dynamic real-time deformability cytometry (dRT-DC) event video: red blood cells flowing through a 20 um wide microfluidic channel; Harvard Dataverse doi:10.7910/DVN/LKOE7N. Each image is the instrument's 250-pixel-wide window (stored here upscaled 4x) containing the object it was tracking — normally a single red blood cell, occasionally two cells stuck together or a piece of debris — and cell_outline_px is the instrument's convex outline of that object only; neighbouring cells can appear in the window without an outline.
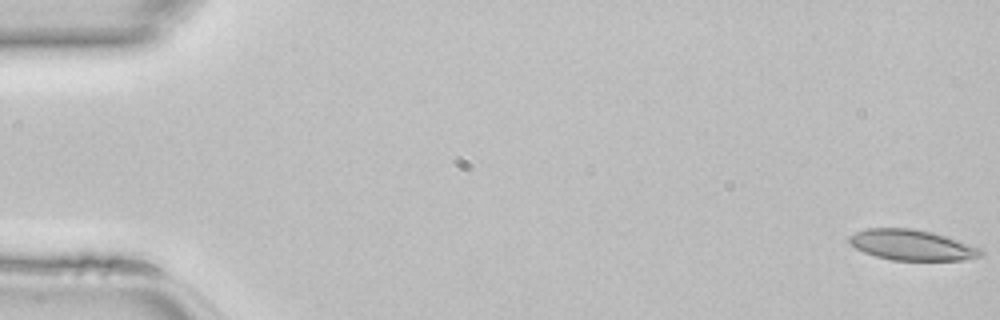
{"species": "common noctule bat (a hibernating species)", "species_latin": "Nyctalus noctula", "temperature_condition": "room temperature", "stored_images_in_passage": 47, "camera_frame_rate_fps": 3000, "um_per_image_px": 0.085, "animal": {"sex": "female", "body_mass_g": 22.7, "forearm_length_mm": 54.2}, "frame": {"image": 1, "passage_image": 1, "time_ms": 0.0, "image_size_px": [1000, 320], "cell_outline_px": [[984, 256], [964, 260], [892, 260], [876, 256], [864, 252], [856, 248], [848, 240], [848, 236], [856, 232], [868, 228], [912, 228], [932, 232], [980, 248], [984, 252]], "centroid_in_image_um": [77.51, 20.83], "position_along_channel_um": 7.5, "area_um2": 23.29}}
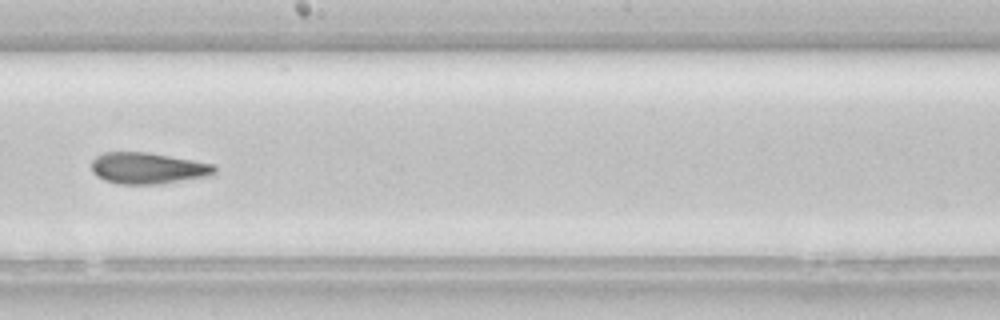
{"frame": {"image": 2, "passage_image": 27, "time_ms": 8.667, "image_size_px": [1000, 320], "cell_outline_px": [[216, 172], [212, 176], [156, 184], [120, 184], [104, 180], [96, 176], [92, 172], [92, 160], [96, 156], [104, 152], [148, 152], [192, 160], [212, 164], [216, 168]], "centroid_in_image_um": [12.55, 14.3], "position_along_channel_um": 235.6, "area_um2": 22.48}}
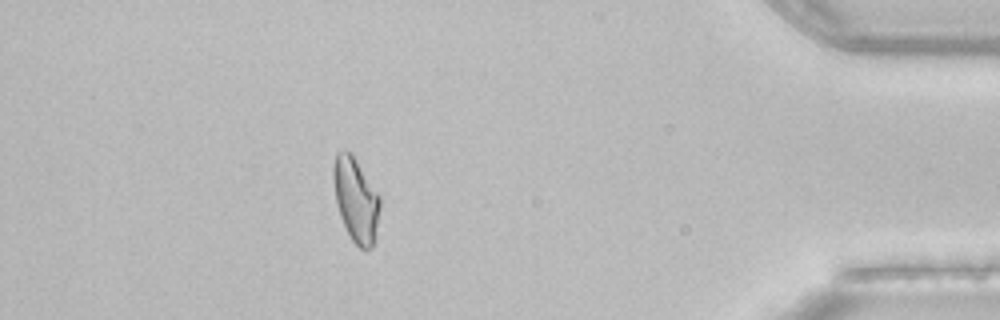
{"frame": {"image": 3, "passage_image": 42, "time_ms": 13.667, "image_size_px": [1000, 320], "cell_outline_px": [[380, 208], [376, 240], [372, 248], [364, 252], [352, 240], [340, 216], [336, 204], [332, 180], [332, 164], [336, 152], [352, 152], [380, 196]], "centroid_in_image_um": [30.25, 16.99], "position_along_channel_um": 404.9, "area_um2": 23.35}}